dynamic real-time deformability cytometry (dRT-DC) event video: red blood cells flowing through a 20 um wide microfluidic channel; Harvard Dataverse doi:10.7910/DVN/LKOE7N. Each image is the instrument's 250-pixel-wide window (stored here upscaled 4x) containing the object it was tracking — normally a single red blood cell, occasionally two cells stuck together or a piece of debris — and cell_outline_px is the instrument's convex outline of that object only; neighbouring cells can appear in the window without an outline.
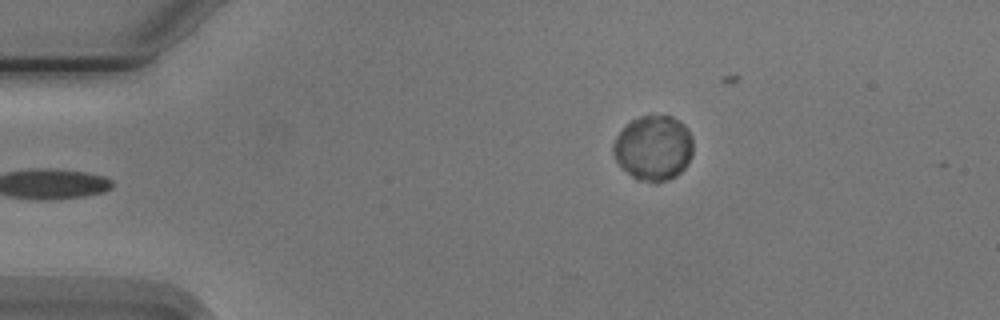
{"species": "Egyptian fruit bat (a non-hibernating species)", "species_latin": "Rousettus aegyptiacus", "temperature_condition": "cold", "stored_images_in_passage": 2, "camera_frame_rate_fps": 3000, "um_per_image_px": 0.085, "animal": {"sex": "male"}, "frame": {"image": 1, "passage_image": 2, "time_ms": 1.333, "image_size_px": [1000, 320], "cell_outline_px": [[692, 156], [684, 168], [676, 176], [668, 180], [656, 184], [636, 180], [616, 160], [612, 152], [612, 148], [616, 136], [632, 120], [640, 116], [672, 116], [680, 120], [684, 124], [692, 140]], "centroid_in_image_um": [55.55, 12.6], "position_along_channel_um": 29.5, "area_um2": 30.23}}